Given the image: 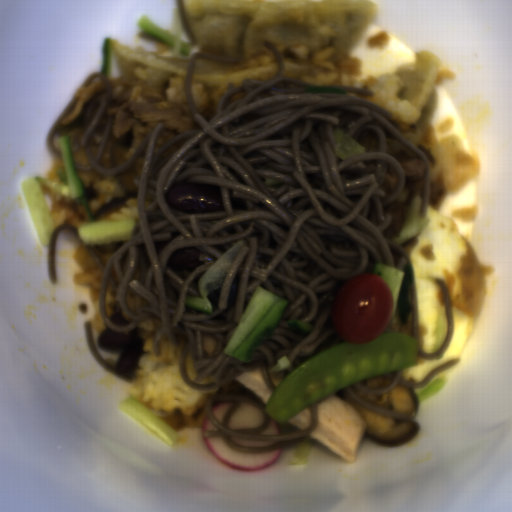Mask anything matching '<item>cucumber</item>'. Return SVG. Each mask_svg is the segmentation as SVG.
<instances>
[{"label": "cucumber", "instance_id": "obj_1", "mask_svg": "<svg viewBox=\"0 0 512 512\" xmlns=\"http://www.w3.org/2000/svg\"><path fill=\"white\" fill-rule=\"evenodd\" d=\"M287 301L259 285L224 353L250 362L258 346L275 331Z\"/></svg>", "mask_w": 512, "mask_h": 512}, {"label": "cucumber", "instance_id": "obj_2", "mask_svg": "<svg viewBox=\"0 0 512 512\" xmlns=\"http://www.w3.org/2000/svg\"><path fill=\"white\" fill-rule=\"evenodd\" d=\"M247 241L236 242L217 261H215L201 276L198 282L200 296H187L184 299V307L213 313V306L209 299L211 291L222 286L227 272L233 266L239 252L246 246Z\"/></svg>", "mask_w": 512, "mask_h": 512}, {"label": "cucumber", "instance_id": "obj_3", "mask_svg": "<svg viewBox=\"0 0 512 512\" xmlns=\"http://www.w3.org/2000/svg\"><path fill=\"white\" fill-rule=\"evenodd\" d=\"M85 246L106 243H126L134 236L136 220L105 219L75 227Z\"/></svg>", "mask_w": 512, "mask_h": 512}, {"label": "cucumber", "instance_id": "obj_4", "mask_svg": "<svg viewBox=\"0 0 512 512\" xmlns=\"http://www.w3.org/2000/svg\"><path fill=\"white\" fill-rule=\"evenodd\" d=\"M30 215L42 246H48L55 220L50 212L40 181L33 175L21 181Z\"/></svg>", "mask_w": 512, "mask_h": 512}, {"label": "cucumber", "instance_id": "obj_5", "mask_svg": "<svg viewBox=\"0 0 512 512\" xmlns=\"http://www.w3.org/2000/svg\"><path fill=\"white\" fill-rule=\"evenodd\" d=\"M118 407L168 445H174L178 440L179 432L170 423L131 395Z\"/></svg>", "mask_w": 512, "mask_h": 512}, {"label": "cucumber", "instance_id": "obj_6", "mask_svg": "<svg viewBox=\"0 0 512 512\" xmlns=\"http://www.w3.org/2000/svg\"><path fill=\"white\" fill-rule=\"evenodd\" d=\"M59 151H61L62 166L57 169L56 179L53 184L54 191L67 202H76L82 198V183L74 169L71 145L68 136L59 139Z\"/></svg>", "mask_w": 512, "mask_h": 512}, {"label": "cucumber", "instance_id": "obj_7", "mask_svg": "<svg viewBox=\"0 0 512 512\" xmlns=\"http://www.w3.org/2000/svg\"><path fill=\"white\" fill-rule=\"evenodd\" d=\"M421 205L422 198L416 194L400 232L392 241L394 244L403 246L419 235L429 224L428 216L421 214Z\"/></svg>", "mask_w": 512, "mask_h": 512}, {"label": "cucumber", "instance_id": "obj_8", "mask_svg": "<svg viewBox=\"0 0 512 512\" xmlns=\"http://www.w3.org/2000/svg\"><path fill=\"white\" fill-rule=\"evenodd\" d=\"M371 274H377L380 276L387 283L392 293L393 308L391 318L393 320L399 302L405 272L403 269H397L386 263H375Z\"/></svg>", "mask_w": 512, "mask_h": 512}]
</instances>
